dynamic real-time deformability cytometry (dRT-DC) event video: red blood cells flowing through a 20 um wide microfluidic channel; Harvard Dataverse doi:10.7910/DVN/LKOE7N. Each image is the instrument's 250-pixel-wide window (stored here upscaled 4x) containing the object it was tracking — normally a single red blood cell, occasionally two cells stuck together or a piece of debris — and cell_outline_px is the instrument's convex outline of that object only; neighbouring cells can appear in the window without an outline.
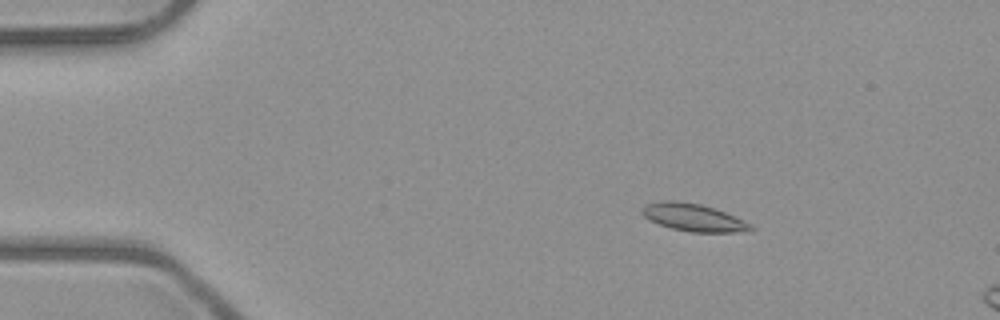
{"species": "common noctule bat (a hibernating species)", "species_latin": "Nyctalus noctula", "temperature_condition": "room temperature", "stored_images_in_passage": 5, "camera_frame_rate_fps": 3000, "um_per_image_px": 0.085, "animal": {"sex": "male", "body_mass_g": 23.1, "forearm_length_mm": 52.7}, "frame": {"image": 1, "passage_image": 3, "time_ms": 2.333, "image_size_px": [1000, 320], "cell_outline_px": [[756, 228], [752, 232], [692, 232], [672, 228], [648, 220], [640, 212], [640, 208], [648, 204], [664, 200], [672, 200], [700, 204], [716, 208], [752, 224]], "centroid_in_image_um": [58.98, 18.49], "position_along_channel_um": 26.0, "area_um2": 17.57}}